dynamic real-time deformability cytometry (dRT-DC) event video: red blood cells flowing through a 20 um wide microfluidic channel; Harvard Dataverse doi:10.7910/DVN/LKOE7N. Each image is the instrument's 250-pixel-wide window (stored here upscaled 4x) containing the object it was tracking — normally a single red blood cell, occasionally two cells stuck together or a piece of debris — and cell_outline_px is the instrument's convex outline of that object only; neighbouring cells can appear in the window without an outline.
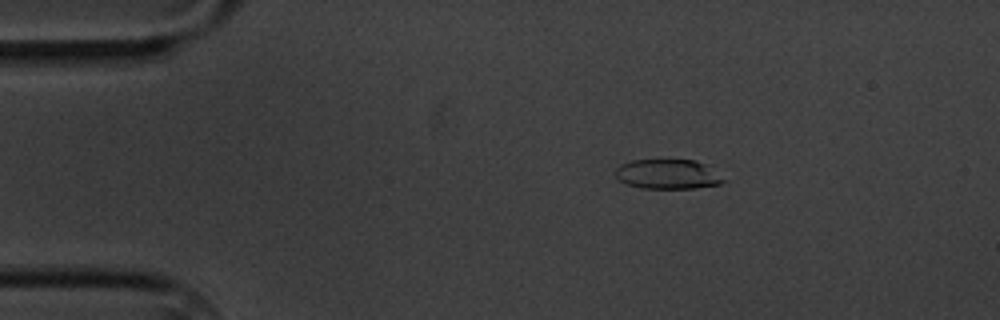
{"species": "common noctule bat (a hibernating species)", "species_latin": "Nyctalus noctula", "temperature_condition": "cold", "stored_images_in_passage": 3, "camera_frame_rate_fps": 3000, "um_per_image_px": 0.085, "animal": {"sex": "male", "body_mass_g": 20.1, "forearm_length_mm": 53.5}, "frame": {"image": 1, "passage_image": 1, "time_ms": 0.0, "image_size_px": [1000, 320], "cell_outline_px": [[728, 180], [720, 184], [692, 188], [644, 188], [628, 184], [620, 180], [616, 176], [616, 168], [620, 164], [632, 160], [696, 160], [704, 164]], "centroid_in_image_um": [56.77, 14.8], "position_along_channel_um": 28.2, "area_um2": 18.5}}